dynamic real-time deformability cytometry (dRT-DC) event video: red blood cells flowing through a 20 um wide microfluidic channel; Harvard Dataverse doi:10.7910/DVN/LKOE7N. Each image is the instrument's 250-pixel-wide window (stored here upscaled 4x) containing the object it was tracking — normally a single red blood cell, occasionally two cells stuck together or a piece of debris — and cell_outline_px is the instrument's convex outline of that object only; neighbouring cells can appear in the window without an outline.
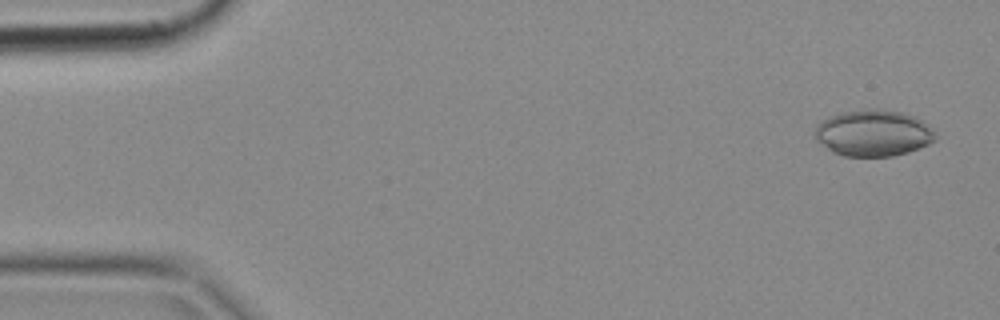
{"species": "common noctule bat (a hibernating species)", "species_latin": "Nyctalus noctula", "temperature_condition": "cold", "stored_images_in_passage": 50, "camera_frame_rate_fps": 3000, "um_per_image_px": 0.085, "animal": {"sex": "female", "body_mass_g": 18.4}, "frame": {"image": 1, "passage_image": 2, "time_ms": 0.333, "image_size_px": [1000, 320], "cell_outline_px": [[936, 140], [928, 144], [908, 152], [892, 156], [844, 156], [832, 152], [816, 140], [816, 124], [820, 120], [828, 116], [840, 112], [868, 108], [876, 108], [900, 112], [916, 116], [924, 120], [932, 128], [936, 136]], "centroid_in_image_um": [74.23, 11.29], "position_along_channel_um": 10.8, "area_um2": 32.95}}
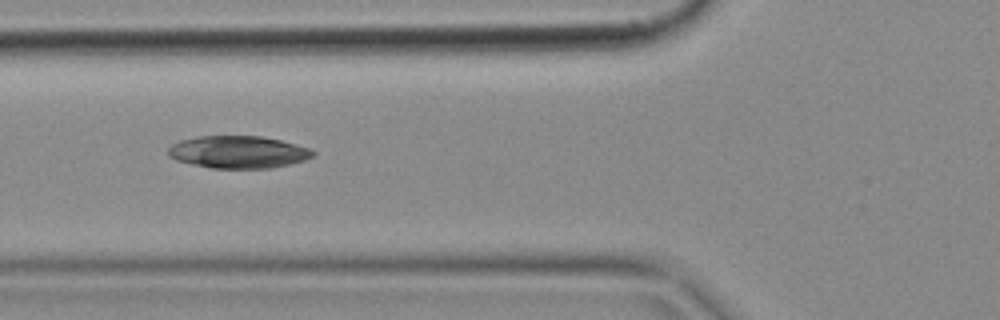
{"frame": {"image": 2, "passage_image": 18, "time_ms": 5.667, "image_size_px": [1000, 320], "cell_outline_px": [[316, 152], [312, 156], [304, 160], [272, 168], [212, 168], [192, 164], [176, 160], [168, 156], [168, 148], [172, 144], [180, 140], [196, 136], [260, 136], [280, 140], [312, 148]], "centroid_in_image_um": [20.24, 12.92], "position_along_channel_um": 105.6, "area_um2": 27.34}}
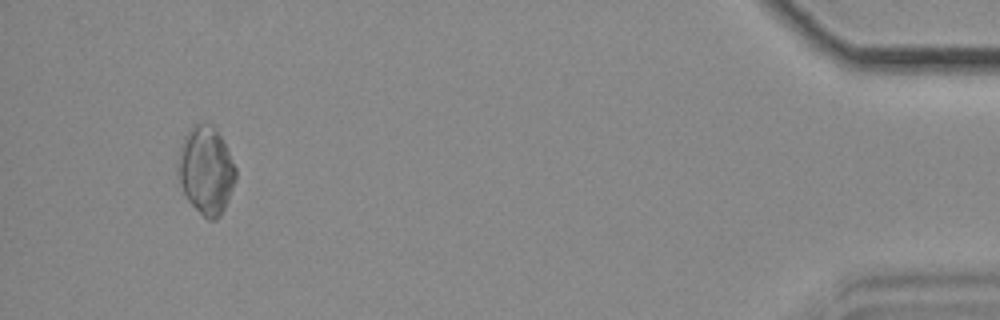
{"frame": {"image": 3, "passage_image": 47, "time_ms": 15.333, "image_size_px": [1000, 320], "cell_outline_px": [[236, 180], [224, 208], [220, 216], [216, 220], [208, 220], [188, 200], [176, 180], [176, 160], [184, 136], [196, 124], [204, 120], [212, 124], [224, 140], [236, 168]], "centroid_in_image_um": [17.48, 14.45], "position_along_channel_um": 417.7, "area_um2": 30.06}}